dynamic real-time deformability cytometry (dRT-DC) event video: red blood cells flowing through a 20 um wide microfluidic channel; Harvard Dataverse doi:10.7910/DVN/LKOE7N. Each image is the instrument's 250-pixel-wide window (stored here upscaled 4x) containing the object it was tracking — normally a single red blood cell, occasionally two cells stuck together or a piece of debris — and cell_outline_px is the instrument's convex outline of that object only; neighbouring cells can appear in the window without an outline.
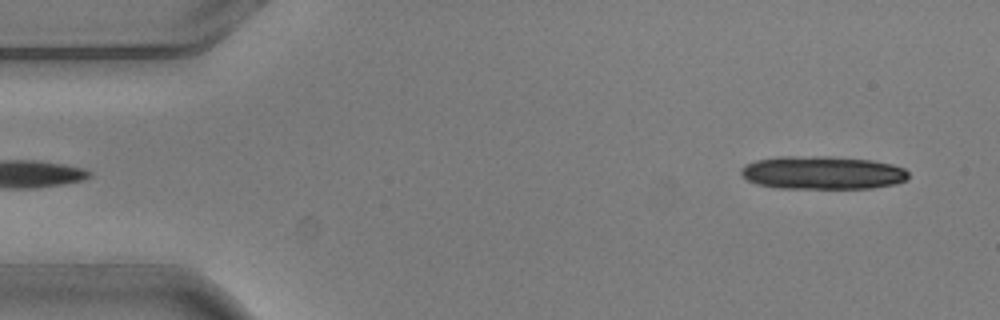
{"species": "common noctule bat (a hibernating species)", "species_latin": "Nyctalus noctula", "temperature_condition": "warm", "stored_images_in_passage": 3, "segment_of_instrument_passage": [2, 2], "camera_frame_rate_fps": 3000, "um_per_image_px": 0.085, "animal": {"sex": "male", "body_mass_g": 20.5, "forearm_length_mm": 52.5}, "frame": {"image": 1, "passage_image": 3, "time_ms": 0.667, "image_size_px": [1000, 320], "cell_outline_px": [[908, 180], [896, 184], [872, 188], [776, 188], [756, 184], [748, 180], [740, 172], [740, 168], [744, 164], [756, 160], [776, 156], [832, 156], [872, 160], [892, 164], [904, 168], [908, 172]], "centroid_in_image_um": [69.9, 14.67], "position_along_channel_um": 15.1, "area_um2": 32.83}}